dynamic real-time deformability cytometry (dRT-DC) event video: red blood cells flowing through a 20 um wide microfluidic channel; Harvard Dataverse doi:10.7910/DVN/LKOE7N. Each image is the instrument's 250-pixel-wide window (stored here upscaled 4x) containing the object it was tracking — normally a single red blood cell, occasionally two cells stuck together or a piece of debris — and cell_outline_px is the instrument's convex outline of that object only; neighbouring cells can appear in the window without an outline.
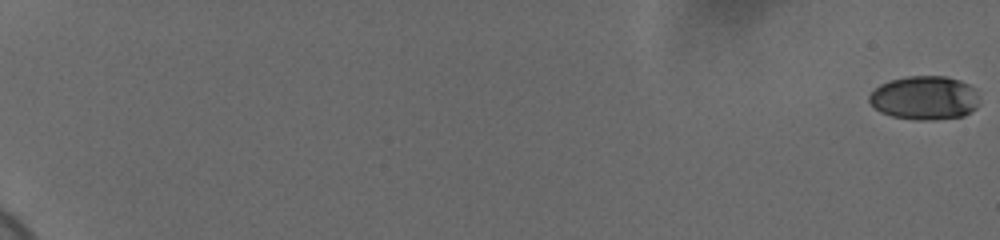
{"species": "human", "species_latin": "Homo sapiens", "temperature_condition": "cold", "stored_images_in_passage": 61, "camera_frame_rate_fps": 3000, "um_per_image_px": 0.085, "donor": {"sex": "female"}, "frame": {"image": 1, "passage_image": 1, "time_ms": 0.0, "image_size_px": [1000, 240], "cell_outline_px": [[976, 108], [964, 116], [932, 120], [916, 120], [892, 116], [880, 112], [868, 100], [868, 96], [880, 84], [892, 80], [908, 76], [944, 76], [960, 80], [968, 84], [972, 88], [976, 96]], "centroid_in_image_um": [78.56, 8.33], "position_along_channel_um": 6.4, "area_um2": 27.8}}
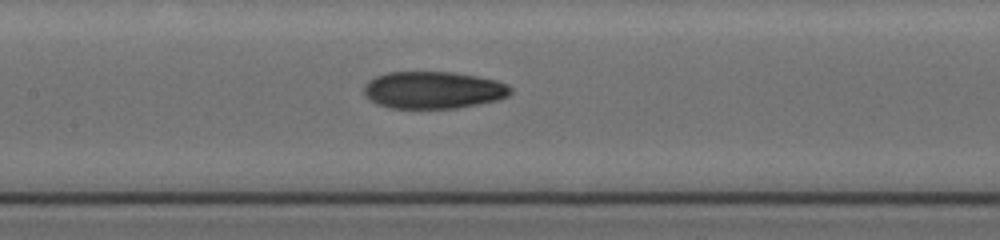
{"frame": {"image": 2, "passage_image": 34, "time_ms": 11.0, "image_size_px": [1000, 240], "cell_outline_px": [[512, 92], [508, 96], [500, 100], [456, 108], [388, 108], [376, 104], [364, 92], [364, 84], [368, 80], [376, 76], [388, 72], [452, 72], [476, 76], [496, 80], [508, 84], [512, 88]], "centroid_in_image_um": [36.85, 7.65], "position_along_channel_um": 170.5, "area_um2": 31.91}}
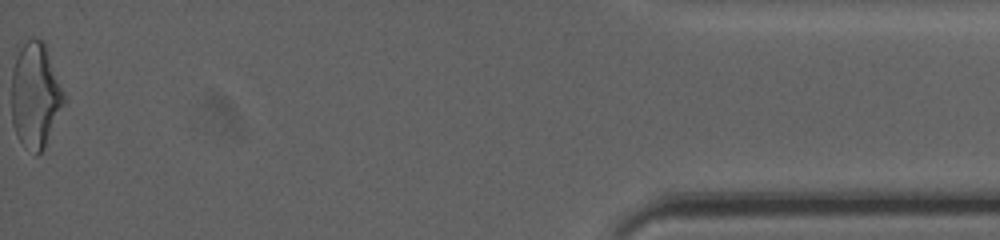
{"frame": {"image": 3, "passage_image": 61, "time_ms": 20.0, "image_size_px": [1000, 240], "cell_outline_px": [[64, 104], [44, 148], [36, 156], [16, 136], [12, 124], [12, 72], [16, 44], [28, 40], [44, 40], [48, 48], [64, 92]], "centroid_in_image_um": [2.98, 8.03], "position_along_channel_um": 432.2, "area_um2": 32.54}, "authors_computed_cell_mechanics": {"area_um2": 30.4028, "velocity_mm_per_s": 3.7015, "shape_relaxation_time_tau1_ms": null, "shape_relaxation_time_tau2_ms": 3.0019, "deformation_change_tau1": null, "deformation_change_tau2": 0.0977}}